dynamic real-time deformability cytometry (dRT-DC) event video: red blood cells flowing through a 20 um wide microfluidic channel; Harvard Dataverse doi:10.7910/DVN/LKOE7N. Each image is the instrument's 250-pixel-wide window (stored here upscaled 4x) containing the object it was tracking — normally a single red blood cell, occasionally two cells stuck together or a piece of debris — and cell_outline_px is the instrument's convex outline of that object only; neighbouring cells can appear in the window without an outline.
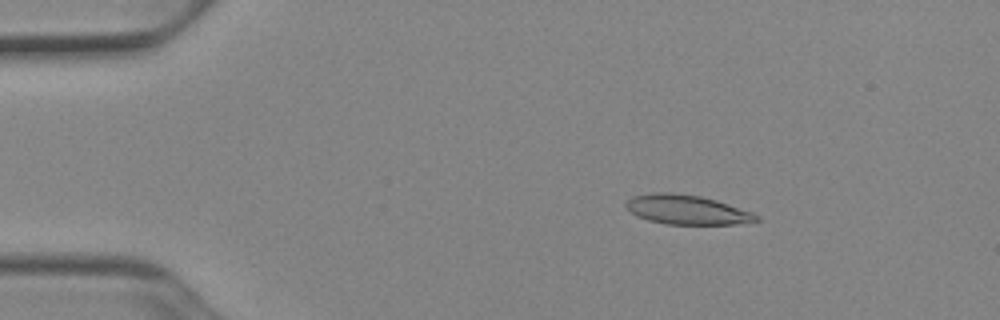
{"species": "Egyptian fruit bat (a non-hibernating species)", "species_latin": "Rousettus aegyptiacus", "temperature_condition": "cold", "stored_images_in_passage": 45, "camera_frame_rate_fps": 3000, "um_per_image_px": 0.085, "animal": {"sex": "female"}, "frame": {"image": 1, "passage_image": 2, "time_ms": 0.333, "image_size_px": [1000, 320], "cell_outline_px": [[760, 220], [736, 224], [664, 224], [648, 220], [636, 216], [624, 204], [632, 196], [652, 192], [668, 192], [700, 196], [716, 200], [752, 212], [760, 216]], "centroid_in_image_um": [58.37, 17.82], "position_along_channel_um": 26.6, "area_um2": 22.31}}
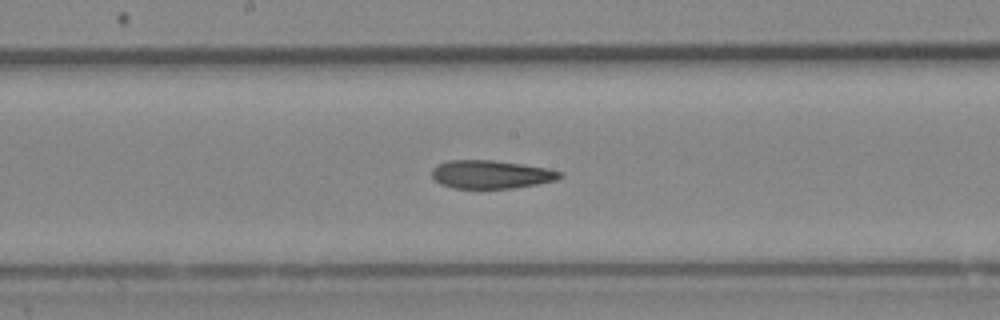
{"frame": {"image": 2, "passage_image": 21, "time_ms": 6.667, "image_size_px": [1000, 320], "cell_outline_px": [[564, 176], [556, 180], [536, 184], [512, 188], [452, 188], [440, 184], [432, 176], [432, 168], [436, 164], [448, 160], [492, 160], [548, 168], [560, 172]], "centroid_in_image_um": [41.7, 14.82], "position_along_channel_um": 206.5, "area_um2": 21.04}}
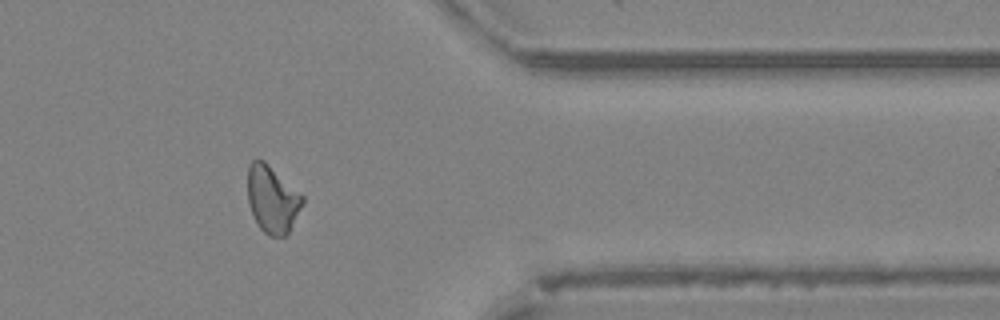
{"frame": {"image": 3, "passage_image": 36, "time_ms": 11.667, "image_size_px": [1000, 320], "cell_outline_px": [[304, 200], [288, 232], [284, 236], [268, 236], [260, 228], [248, 204], [248, 164], [252, 160], [264, 160], [304, 196]], "centroid_in_image_um": [23.13, 16.91], "position_along_channel_um": 388.3, "area_um2": 21.15}, "authors_computed_cell_mechanics": {"area_um2": 21.675, "velocity_mm_per_s": 3.9302, "shape_relaxation_time_tau1_ms": 8.5604, "shape_relaxation_time_tau2_ms": 4.1087, "deformation_change_tau1": 0.231, "deformation_change_tau2": 0.1351}}